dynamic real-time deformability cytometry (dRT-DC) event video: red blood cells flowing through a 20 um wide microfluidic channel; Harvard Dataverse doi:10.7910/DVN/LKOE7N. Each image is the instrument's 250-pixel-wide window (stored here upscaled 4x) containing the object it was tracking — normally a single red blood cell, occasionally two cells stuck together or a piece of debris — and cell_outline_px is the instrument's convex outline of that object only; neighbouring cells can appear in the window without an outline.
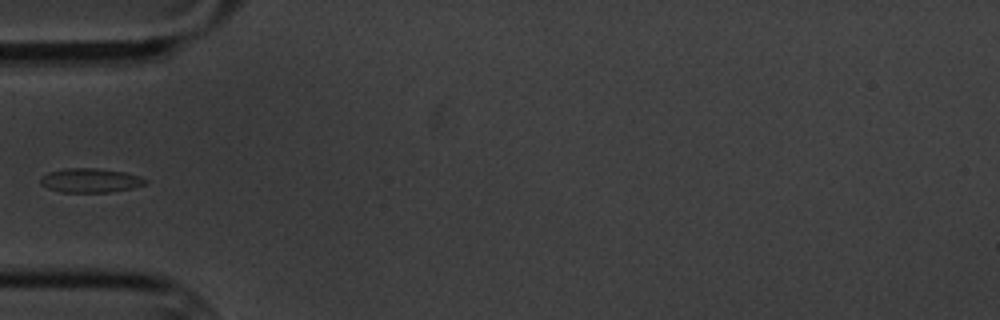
{"species": "common noctule bat (a hibernating species)", "species_latin": "Nyctalus noctula", "temperature_condition": "cold", "stored_images_in_passage": 7, "camera_frame_rate_fps": 3000, "um_per_image_px": 0.085, "animal": {"sex": "male", "body_mass_g": 20.1, "forearm_length_mm": 53.5}, "frame": {"image": 1, "passage_image": 1, "time_ms": 0.0, "image_size_px": [1000, 320], "cell_outline_px": [[148, 180], [144, 184], [132, 188], [108, 192], [60, 192], [48, 188], [40, 184], [40, 176], [48, 172], [64, 168], [96, 168], [124, 172], [140, 176]], "centroid_in_image_um": [7.64, 15.33], "position_along_channel_um": 77.4, "area_um2": 14.8}}
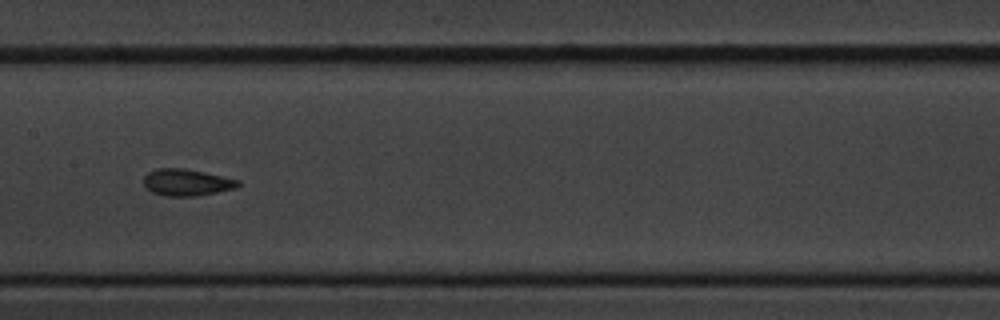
{"frame": {"image": 2, "passage_image": 4, "time_ms": 3.333, "image_size_px": [1000, 320], "cell_outline_px": [[240, 184], [236, 188], [196, 196], [164, 196], [152, 192], [144, 184], [144, 176], [148, 172], [156, 168], [184, 168], [204, 172], [240, 180]], "centroid_in_image_um": [15.86, 15.5], "position_along_channel_um": 191.5, "area_um2": 14.68}}
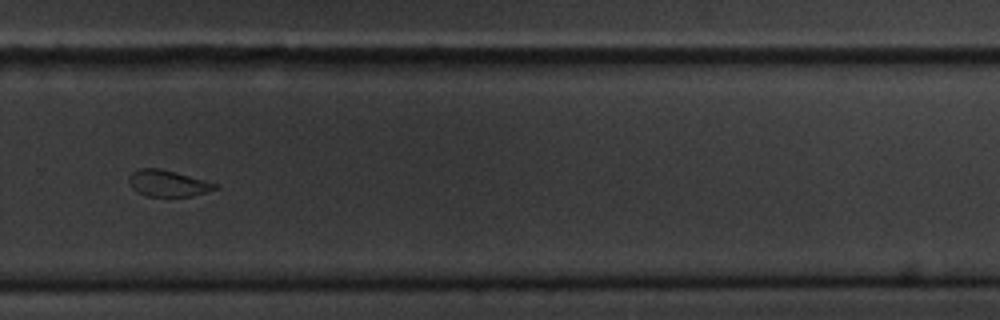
{"frame": {"image": 3, "passage_image": 7, "time_ms": 7.0, "image_size_px": [1000, 320], "cell_outline_px": [[220, 188], [192, 196], [148, 196], [132, 188], [128, 180], [128, 176], [132, 172], [140, 168], [160, 168], [220, 184]], "centroid_in_image_um": [14.31, 15.57], "position_along_channel_um": 315.5, "area_um2": 13.24}}